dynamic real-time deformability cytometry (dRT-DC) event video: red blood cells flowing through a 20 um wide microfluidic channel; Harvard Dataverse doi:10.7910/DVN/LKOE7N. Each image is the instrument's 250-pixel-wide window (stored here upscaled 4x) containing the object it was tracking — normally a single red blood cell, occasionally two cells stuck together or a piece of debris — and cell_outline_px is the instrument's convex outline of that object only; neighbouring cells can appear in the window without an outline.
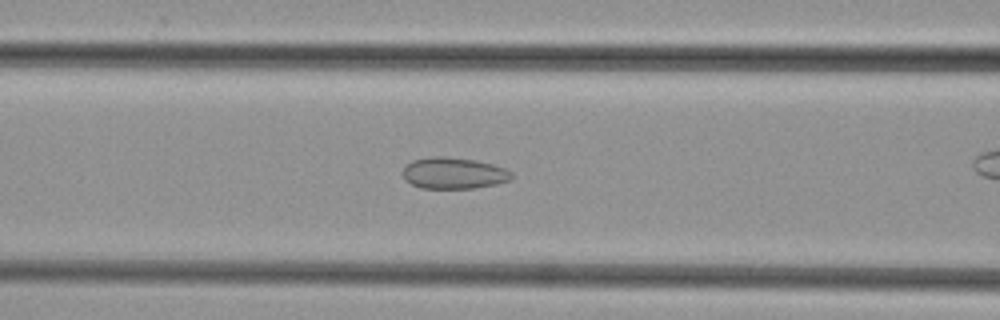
{"species": "common noctule bat (a hibernating species)", "species_latin": "Nyctalus noctula", "temperature_condition": "cold", "stored_images_in_passage": 38, "camera_frame_rate_fps": 3000, "um_per_image_px": 0.085, "animal": {"sex": "female", "body_mass_g": 29.2, "forearm_length_mm": 56.3}, "frame": {"image": 1, "passage_image": 19, "time_ms": 6.0, "image_size_px": [1000, 320], "cell_outline_px": [[512, 176], [508, 180], [496, 184], [472, 188], [420, 188], [404, 180], [404, 164], [412, 160], [432, 156], [444, 156], [476, 160], [492, 164], [504, 168], [512, 172]], "centroid_in_image_um": [38.52, 14.71], "position_along_channel_um": 128.1, "area_um2": 19.88}}
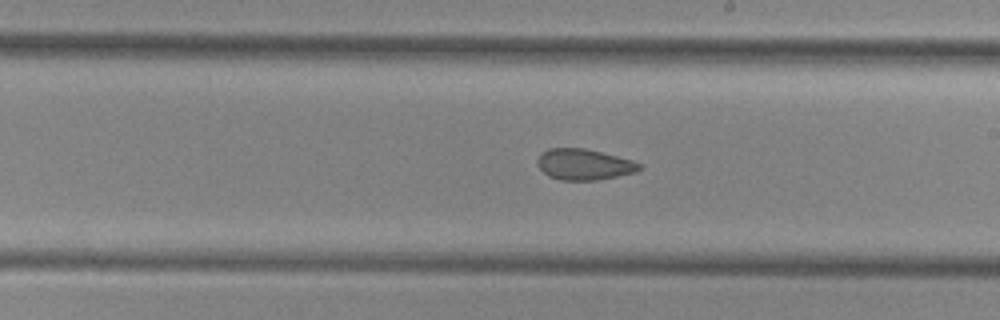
{"frame": {"image": 2, "passage_image": 27, "time_ms": 8.667, "image_size_px": [1000, 320], "cell_outline_px": [[644, 168], [636, 172], [596, 180], [560, 180], [548, 176], [536, 164], [536, 160], [540, 152], [548, 148], [584, 148], [632, 160], [640, 164]], "centroid_in_image_um": [49.6, 13.97], "position_along_channel_um": 239.4, "area_um2": 18.44}}
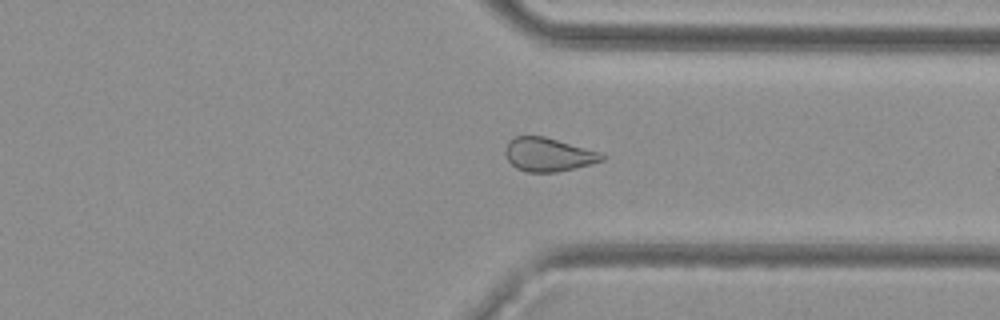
{"frame": {"image": 3, "passage_image": 36, "time_ms": 11.667, "image_size_px": [1000, 320], "cell_outline_px": [[604, 160], [592, 164], [556, 172], [528, 172], [516, 168], [508, 160], [504, 152], [504, 148], [508, 140], [516, 136], [544, 136], [600, 152], [604, 156]], "centroid_in_image_um": [46.57, 13.13], "position_along_channel_um": 364.8, "area_um2": 18.9}}